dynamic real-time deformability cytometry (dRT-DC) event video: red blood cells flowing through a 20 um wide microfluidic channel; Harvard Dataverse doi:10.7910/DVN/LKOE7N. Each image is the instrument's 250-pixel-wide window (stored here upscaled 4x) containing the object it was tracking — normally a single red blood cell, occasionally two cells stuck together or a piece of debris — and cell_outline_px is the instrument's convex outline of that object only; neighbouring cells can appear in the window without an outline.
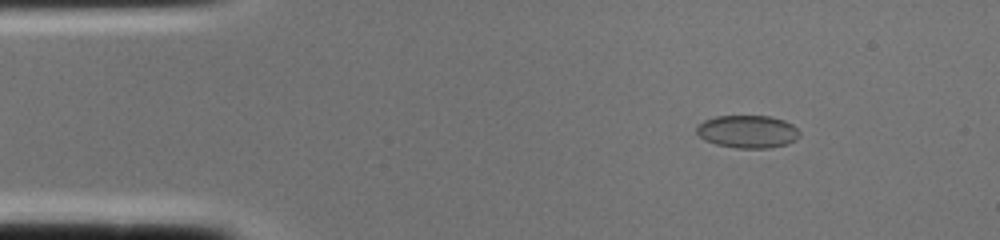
{"species": "common noctule bat (a hibernating species)", "species_latin": "Nyctalus noctula", "temperature_condition": "cold", "stored_images_in_passage": 2, "camera_frame_rate_fps": 3000, "um_per_image_px": 0.085, "animal": {"sex": "female", "body_mass_g": 22.0, "forearm_length_mm": 56.7}, "frame": {"image": 1, "passage_image": 1, "time_ms": 0.0, "image_size_px": [1000, 240], "cell_outline_px": [[800, 136], [796, 140], [788, 144], [768, 148], [736, 148], [716, 144], [704, 140], [696, 132], [696, 128], [704, 120], [716, 116], [772, 116], [784, 120], [792, 124], [800, 132]], "centroid_in_image_um": [63.57, 11.19], "position_along_channel_um": 21.4, "area_um2": 19.77}}